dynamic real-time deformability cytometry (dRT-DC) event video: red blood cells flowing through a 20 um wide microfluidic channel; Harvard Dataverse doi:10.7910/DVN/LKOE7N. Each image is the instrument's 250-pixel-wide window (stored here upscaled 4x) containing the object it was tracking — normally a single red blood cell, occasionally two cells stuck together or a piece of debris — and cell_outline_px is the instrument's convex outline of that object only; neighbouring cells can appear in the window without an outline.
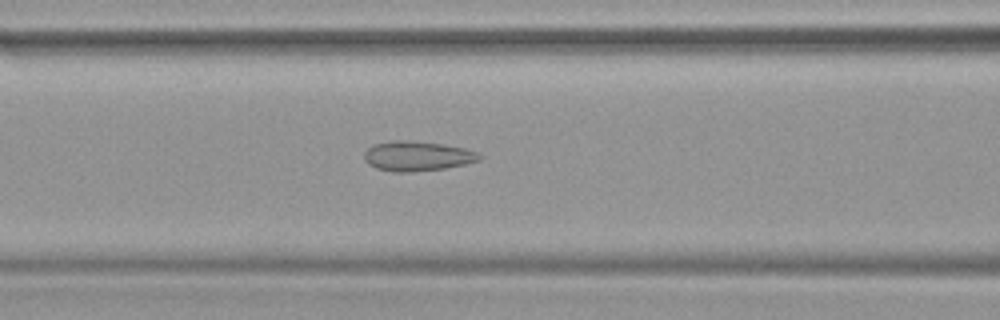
{"species": "common noctule bat (a hibernating species)", "species_latin": "Nyctalus noctula", "temperature_condition": "warm", "stored_images_in_passage": 46, "camera_frame_rate_fps": 3000, "um_per_image_px": 0.085, "animal": {"sex": "female", "body_mass_g": 19.9}, "frame": {"image": 1, "passage_image": 19, "time_ms": 6.0, "image_size_px": [1000, 320], "cell_outline_px": [[484, 156], [480, 160], [464, 164], [444, 168], [412, 172], [392, 172], [376, 168], [368, 164], [364, 160], [364, 152], [372, 144], [392, 140], [404, 140], [444, 144], [464, 148], [476, 152]], "centroid_in_image_um": [35.43, 13.26], "position_along_channel_um": 131.2, "area_um2": 20.11}}
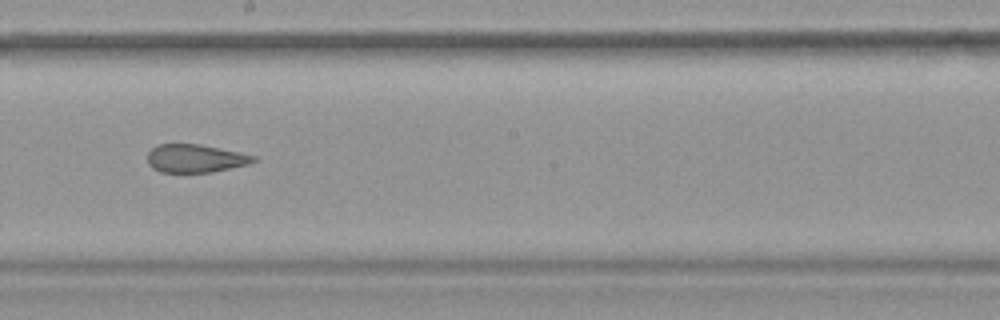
{"frame": {"image": 2, "passage_image": 26, "time_ms": 8.333, "image_size_px": [1000, 320], "cell_outline_px": [[260, 160], [248, 164], [212, 172], [160, 172], [152, 168], [148, 164], [148, 152], [156, 144], [200, 144], [240, 152], [256, 156]], "centroid_in_image_um": [16.62, 13.46], "position_along_channel_um": 231.6, "area_um2": 17.51}}
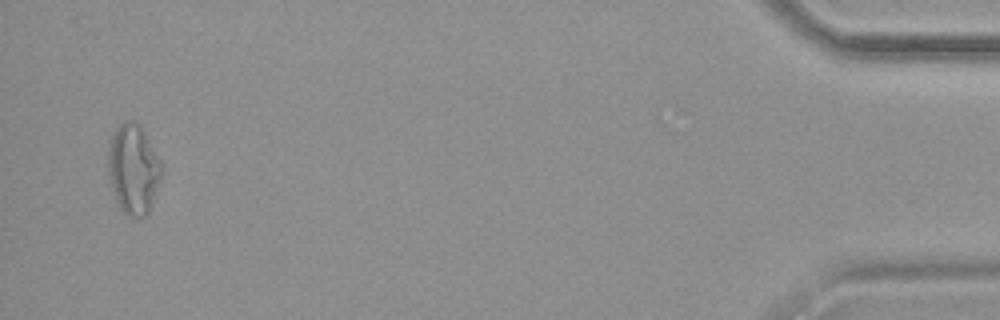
{"frame": {"image": 3, "passage_image": 45, "time_ms": 14.667, "image_size_px": [1000, 320], "cell_outline_px": [[164, 172], [152, 204], [148, 212], [144, 216], [128, 216], [120, 208], [116, 200], [112, 188], [108, 172], [108, 152], [112, 136], [116, 128], [124, 120], [132, 120], [140, 128], [164, 164]], "centroid_in_image_um": [11.36, 14.39], "position_along_channel_um": 423.8, "area_um2": 27.86}}